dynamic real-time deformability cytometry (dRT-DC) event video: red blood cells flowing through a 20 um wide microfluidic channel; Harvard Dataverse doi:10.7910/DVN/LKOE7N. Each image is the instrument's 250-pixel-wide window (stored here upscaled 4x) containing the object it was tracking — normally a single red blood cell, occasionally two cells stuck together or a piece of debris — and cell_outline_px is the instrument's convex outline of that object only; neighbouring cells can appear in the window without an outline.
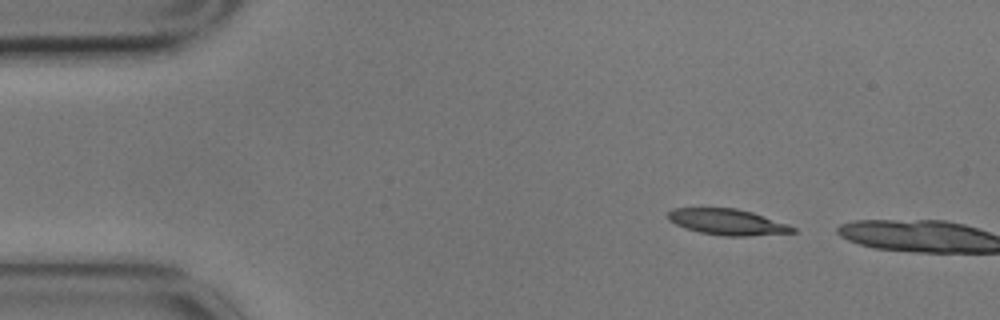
{"species": "common noctule bat (a hibernating species)", "species_latin": "Nyctalus noctula", "temperature_condition": "cold", "stored_images_in_passage": 2, "camera_frame_rate_fps": 3000, "um_per_image_px": 0.085, "animal": {"sex": "male", "body_mass_g": 17.9}, "frame": {"image": 1, "passage_image": 1, "time_ms": 0.0, "image_size_px": [1000, 320], "cell_outline_px": [[796, 232], [748, 236], [724, 236], [700, 232], [684, 228], [668, 220], [668, 212], [672, 208], [736, 208], [752, 212], [788, 224], [796, 228]], "centroid_in_image_um": [61.82, 18.87], "position_along_channel_um": 23.2, "area_um2": 18.84}}